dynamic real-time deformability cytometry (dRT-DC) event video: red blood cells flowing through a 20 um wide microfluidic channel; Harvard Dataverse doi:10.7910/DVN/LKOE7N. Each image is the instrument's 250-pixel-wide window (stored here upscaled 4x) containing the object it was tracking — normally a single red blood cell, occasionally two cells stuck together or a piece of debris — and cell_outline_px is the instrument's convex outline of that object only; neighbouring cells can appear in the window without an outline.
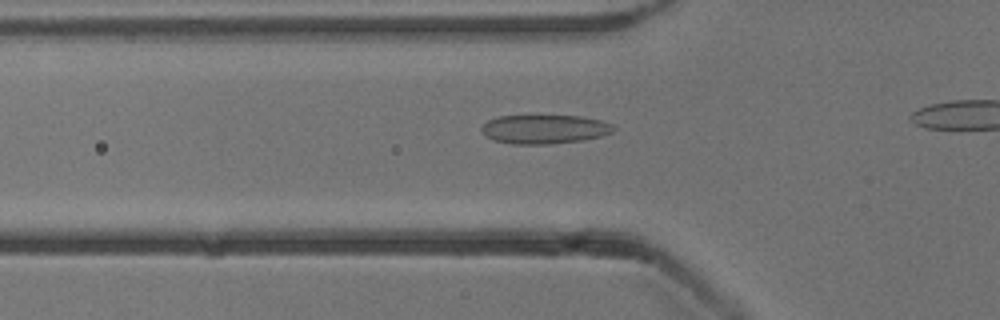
{"species": "common noctule bat (a hibernating species)", "species_latin": "Nyctalus noctula", "temperature_condition": "cold", "stored_images_in_passage": 15, "camera_frame_rate_fps": 3000, "um_per_image_px": 0.085, "animal": {"sex": "male", "body_mass_g": 13.3}, "frame": {"image": 1, "passage_image": 3, "time_ms": 0.667, "image_size_px": [1000, 320], "cell_outline_px": [[616, 128], [612, 132], [600, 136], [580, 140], [548, 144], [512, 144], [492, 140], [484, 136], [480, 132], [480, 128], [488, 120], [500, 116], [580, 116], [604, 120], [612, 124]], "centroid_in_image_um": [46.25, 10.98], "position_along_channel_um": 79.6, "area_um2": 22.37}}
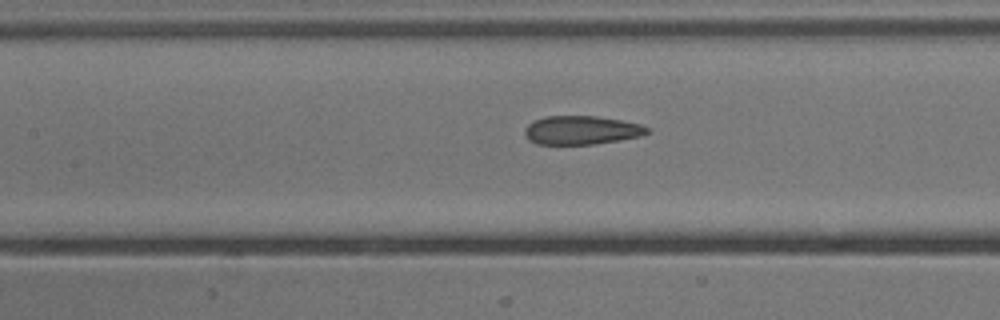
{"frame": {"image": 2, "passage_image": 9, "time_ms": 2.667, "image_size_px": [1000, 320], "cell_outline_px": [[652, 132], [640, 136], [592, 144], [536, 144], [528, 140], [524, 132], [524, 128], [532, 120], [544, 116], [596, 116], [620, 120], [640, 124], [648, 128]], "centroid_in_image_um": [49.37, 11.06], "position_along_channel_um": 158.0, "area_um2": 20.46}}
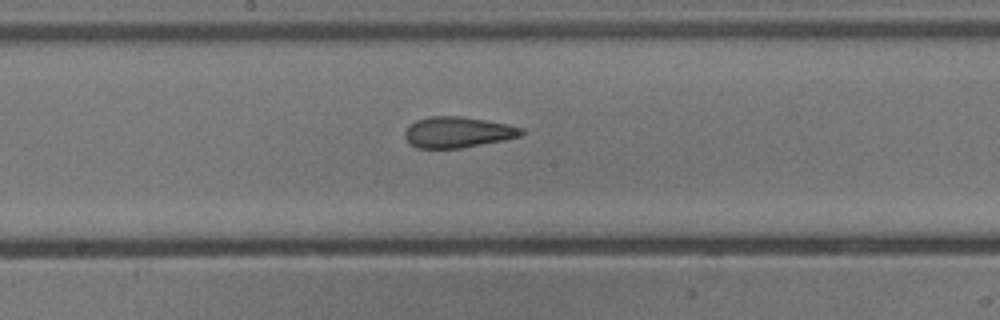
{"frame": {"image": 3, "passage_image": 13, "time_ms": 4.0, "image_size_px": [1000, 320], "cell_outline_px": [[524, 132], [520, 136], [504, 140], [460, 148], [416, 148], [408, 144], [404, 136], [404, 132], [408, 124], [416, 120], [428, 116], [460, 116], [508, 124], [524, 128]], "centroid_in_image_um": [38.85, 11.24], "position_along_channel_um": 209.3, "area_um2": 21.15}}